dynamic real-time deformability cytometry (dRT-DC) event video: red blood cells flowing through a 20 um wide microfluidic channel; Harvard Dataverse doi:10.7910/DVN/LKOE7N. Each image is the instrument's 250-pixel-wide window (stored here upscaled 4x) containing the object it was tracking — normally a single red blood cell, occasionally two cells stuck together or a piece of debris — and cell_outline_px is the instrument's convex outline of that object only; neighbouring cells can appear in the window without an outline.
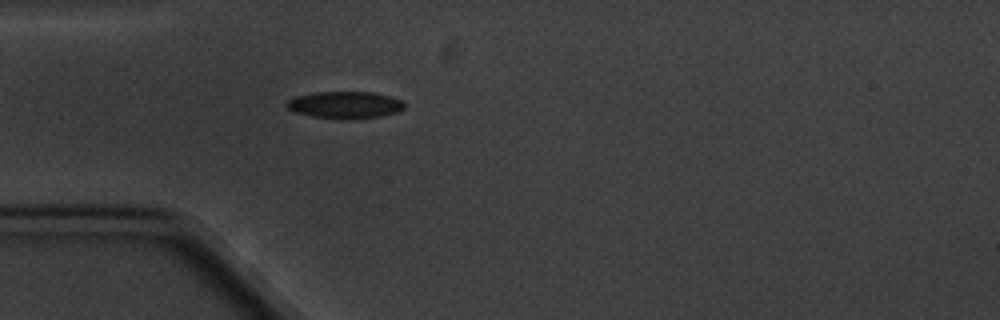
{"species": "common noctule bat (a hibernating species)", "species_latin": "Nyctalus noctula", "temperature_condition": "cold", "stored_images_in_passage": 1, "camera_frame_rate_fps": 3000, "um_per_image_px": 0.085, "animal": {"sex": "male", "body_mass_g": 20.1, "forearm_length_mm": 53.5}, "frame": {"image": 1, "passage_image": 1, "time_ms": 0.0, "image_size_px": [1000, 320], "cell_outline_px": [[404, 108], [396, 112], [380, 116], [312, 116], [296, 112], [288, 108], [284, 104], [288, 100], [296, 96], [316, 92], [372, 92], [388, 96], [400, 100], [404, 104]], "centroid_in_image_um": [29.29, 8.86], "position_along_channel_um": 55.7, "area_um2": 17.4}}